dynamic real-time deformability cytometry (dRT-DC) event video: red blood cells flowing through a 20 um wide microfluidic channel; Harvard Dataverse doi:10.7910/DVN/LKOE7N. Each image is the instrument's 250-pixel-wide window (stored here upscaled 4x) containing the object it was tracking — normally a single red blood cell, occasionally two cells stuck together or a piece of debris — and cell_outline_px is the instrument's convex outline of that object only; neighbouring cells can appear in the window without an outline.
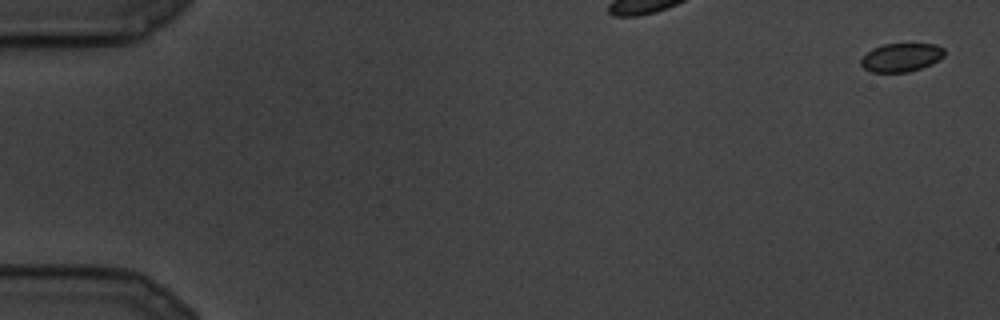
{"species": "common noctule bat (a hibernating species)", "species_latin": "Nyctalus noctula", "temperature_condition": "cold", "stored_images_in_passage": 10, "camera_frame_rate_fps": 3000, "um_per_image_px": 0.085, "animal": {"sex": "male", "body_mass_g": 19.5, "forearm_length_mm": 54.6}, "frame": {"image": 1, "passage_image": 1, "time_ms": 0.0, "image_size_px": [1000, 320], "cell_outline_px": [[944, 56], [932, 64], [908, 72], [872, 72], [864, 68], [860, 64], [860, 60], [872, 48], [884, 44], [936, 44], [944, 48]], "centroid_in_image_um": [76.61, 4.88], "position_along_channel_um": 8.4, "area_um2": 13.81}}
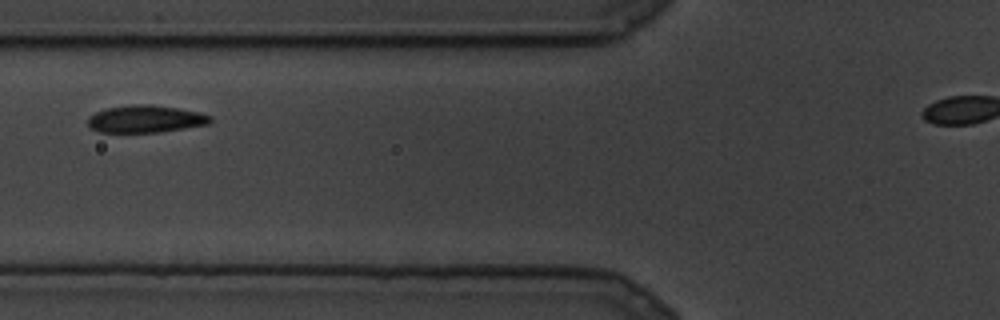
{"frame": {"image": 2, "passage_image": 7, "time_ms": 2.0, "image_size_px": [1000, 320], "cell_outline_px": [[212, 120], [208, 124], [160, 132], [96, 132], [88, 124], [88, 116], [96, 112], [108, 108], [132, 104], [152, 104], [176, 108], [196, 112], [212, 116]], "centroid_in_image_um": [12.34, 10.11], "position_along_channel_um": 113.5, "area_um2": 19.36}}
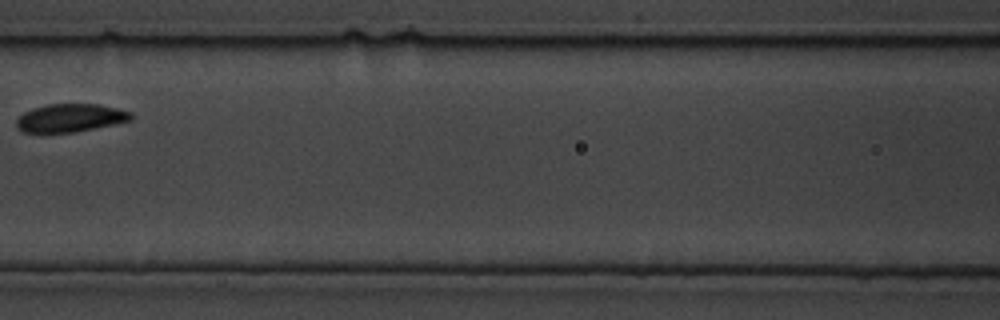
{"frame": {"image": 3, "passage_image": 9, "time_ms": 2.667, "image_size_px": [1000, 320], "cell_outline_px": [[132, 120], [76, 132], [24, 132], [16, 124], [16, 120], [24, 112], [32, 108], [48, 104], [100, 104], [132, 112]], "centroid_in_image_um": [6.0, 10.01], "position_along_channel_um": 160.6, "area_um2": 18.61}}